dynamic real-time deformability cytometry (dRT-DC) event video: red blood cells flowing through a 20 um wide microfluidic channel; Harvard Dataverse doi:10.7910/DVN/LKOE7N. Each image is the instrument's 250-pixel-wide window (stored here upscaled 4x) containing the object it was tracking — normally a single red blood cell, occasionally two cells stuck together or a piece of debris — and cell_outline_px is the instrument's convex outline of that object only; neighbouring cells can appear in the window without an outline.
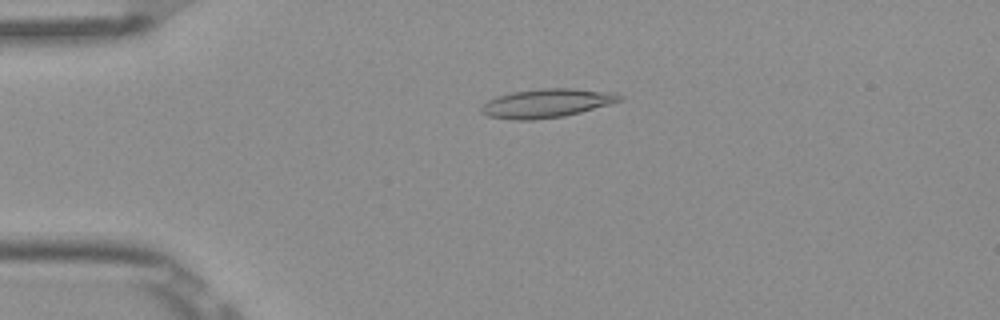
{"species": "Egyptian fruit bat (a non-hibernating species)", "species_latin": "Rousettus aegyptiacus", "temperature_condition": "room temperature", "stored_images_in_passage": 2, "camera_frame_rate_fps": 3000, "um_per_image_px": 0.085, "frame": {"image": 1, "passage_image": 1, "time_ms": 0.0, "image_size_px": [1000, 320], "cell_outline_px": [[624, 100], [580, 112], [564, 116], [532, 120], [516, 120], [488, 116], [480, 112], [480, 108], [488, 100], [496, 96], [512, 92], [544, 88], [572, 88], [616, 92], [624, 96]], "centroid_in_image_um": [46.5, 8.76], "position_along_channel_um": 38.5, "area_um2": 23.29}}